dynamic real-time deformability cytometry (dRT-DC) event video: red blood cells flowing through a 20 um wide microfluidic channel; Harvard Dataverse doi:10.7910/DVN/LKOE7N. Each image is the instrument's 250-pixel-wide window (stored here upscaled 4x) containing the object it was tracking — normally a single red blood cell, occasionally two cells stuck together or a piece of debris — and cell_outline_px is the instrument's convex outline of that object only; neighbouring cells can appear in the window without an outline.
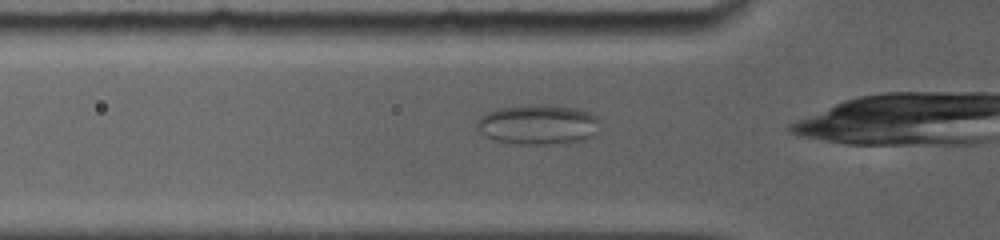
{"species": "common noctule bat (a hibernating species)", "species_latin": "Nyctalus noctula", "temperature_condition": "room temperature", "stored_images_in_passage": 28, "camera_frame_rate_fps": 5000, "um_per_image_px": 0.085, "animal": {"sex": "female", "body_mass_g": 19.0, "forearm_length_mm": 56.7}, "frame": {"image": 1, "passage_image": 4, "time_ms": 0.8, "image_size_px": [1000, 240], "cell_outline_px": [[600, 132], [592, 136], [580, 140], [564, 144], [520, 144], [492, 140], [484, 136], [476, 128], [476, 120], [480, 116], [496, 108], [540, 104], [548, 104], [576, 108], [588, 112], [596, 116], [600, 120]], "centroid_in_image_um": [45.74, 10.59], "position_along_channel_um": 80.1, "area_um2": 29.19}}
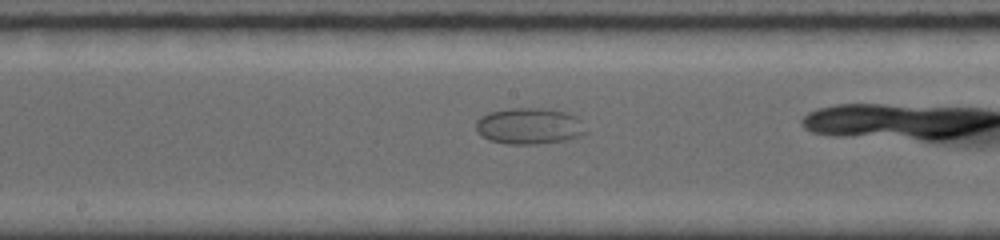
{"frame": {"image": 2, "passage_image": 17, "time_ms": 4.2, "image_size_px": [1000, 240], "cell_outline_px": [[588, 132], [584, 136], [568, 140], [540, 144], [504, 144], [488, 140], [480, 136], [476, 132], [476, 120], [480, 116], [488, 112], [508, 108], [552, 108], [568, 112], [576, 116], [580, 120]], "centroid_in_image_um": [45.0, 10.72], "position_along_channel_um": 203.2, "area_um2": 24.04}}
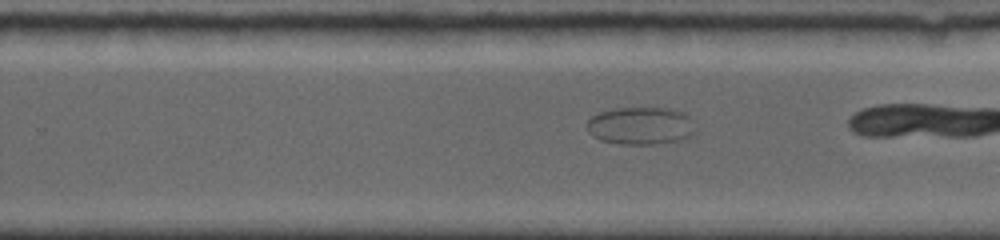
{"frame": {"image": 3, "passage_image": 25, "time_ms": 6.2, "image_size_px": [1000, 240], "cell_outline_px": [[696, 132], [680, 140], [652, 144], [620, 144], [600, 140], [592, 136], [588, 132], [588, 120], [592, 116], [600, 112], [616, 108], [668, 108], [684, 112], [692, 120]], "centroid_in_image_um": [54.46, 10.69], "position_along_channel_um": 275.3, "area_um2": 23.76}}